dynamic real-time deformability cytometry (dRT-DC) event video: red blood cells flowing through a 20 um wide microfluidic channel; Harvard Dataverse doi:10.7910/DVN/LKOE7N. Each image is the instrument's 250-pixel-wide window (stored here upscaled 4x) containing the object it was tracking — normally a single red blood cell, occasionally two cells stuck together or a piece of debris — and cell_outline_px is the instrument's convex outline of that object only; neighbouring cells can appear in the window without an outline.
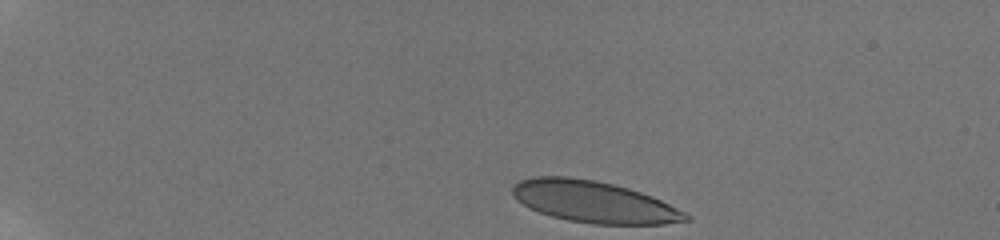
{"species": "human", "species_latin": "Homo sapiens", "temperature_condition": "room temperature", "stored_images_in_passage": 10, "camera_frame_rate_fps": 3000, "um_per_image_px": 0.085, "donor": {"sex": "male"}, "frame": {"image": 1, "passage_image": 1, "time_ms": 0.0, "image_size_px": [1000, 240], "cell_outline_px": [[692, 220], [664, 224], [592, 224], [568, 220], [552, 216], [528, 208], [516, 200], [512, 196], [512, 188], [520, 180], [536, 176], [568, 176], [596, 180], [628, 188], [652, 196], [692, 216]], "centroid_in_image_um": [50.46, 17.15], "position_along_channel_um": 34.5, "area_um2": 42.02}}
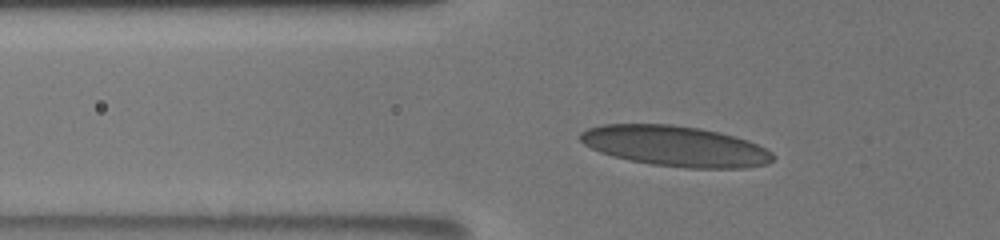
{"frame": {"image": 2, "passage_image": 8, "time_ms": 3.333, "image_size_px": [1000, 240], "cell_outline_px": [[776, 156], [768, 164], [744, 168], [684, 168], [652, 164], [612, 156], [600, 152], [584, 144], [580, 140], [580, 132], [588, 128], [604, 124], [672, 124], [700, 128], [720, 132], [736, 136], [748, 140], [772, 152]], "centroid_in_image_um": [57.43, 12.42], "position_along_channel_um": 68.4, "area_um2": 45.55}}